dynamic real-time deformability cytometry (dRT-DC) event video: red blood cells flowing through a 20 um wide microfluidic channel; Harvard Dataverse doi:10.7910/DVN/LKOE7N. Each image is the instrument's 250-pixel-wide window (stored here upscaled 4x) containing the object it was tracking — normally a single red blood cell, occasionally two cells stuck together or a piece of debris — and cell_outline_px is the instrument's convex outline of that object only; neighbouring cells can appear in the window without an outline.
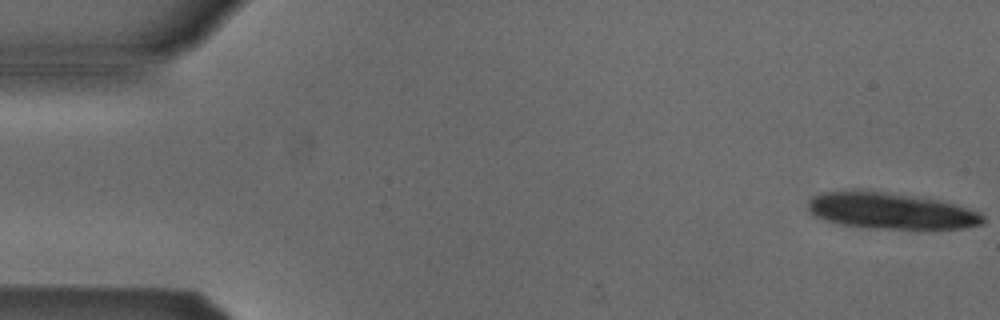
{"species": "Egyptian fruit bat (a non-hibernating species)", "species_latin": "Rousettus aegyptiacus", "temperature_condition": "cold", "stored_images_in_passage": 5, "camera_frame_rate_fps": 3000, "um_per_image_px": 0.085, "animal": {"sex": "male"}, "frame": {"image": 1, "passage_image": 1, "time_ms": 0.0, "image_size_px": [1000, 320], "cell_outline_px": [[984, 224], [964, 228], [868, 228], [840, 224], [824, 220], [816, 216], [808, 208], [808, 200], [812, 196], [824, 192], [852, 188], [856, 188], [940, 200], [956, 204], [980, 212], [984, 216]], "centroid_in_image_um": [75.69, 17.9], "position_along_channel_um": 9.3, "area_um2": 37.28}}